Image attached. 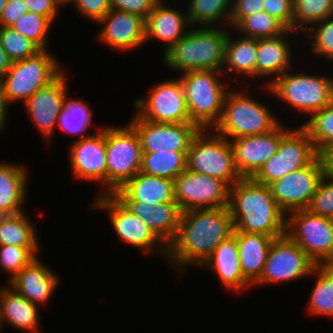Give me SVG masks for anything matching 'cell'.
I'll return each instance as SVG.
<instances>
[{
	"instance_id": "obj_1",
	"label": "cell",
	"mask_w": 333,
	"mask_h": 333,
	"mask_svg": "<svg viewBox=\"0 0 333 333\" xmlns=\"http://www.w3.org/2000/svg\"><path fill=\"white\" fill-rule=\"evenodd\" d=\"M233 220L228 207L193 209L182 212L174 241L165 261L183 276L189 267H200L216 246L231 236ZM180 271V272H179Z\"/></svg>"
},
{
	"instance_id": "obj_2",
	"label": "cell",
	"mask_w": 333,
	"mask_h": 333,
	"mask_svg": "<svg viewBox=\"0 0 333 333\" xmlns=\"http://www.w3.org/2000/svg\"><path fill=\"white\" fill-rule=\"evenodd\" d=\"M228 208L234 230L274 239L286 235L287 215L279 208L270 187L252 178H242L229 188Z\"/></svg>"
},
{
	"instance_id": "obj_3",
	"label": "cell",
	"mask_w": 333,
	"mask_h": 333,
	"mask_svg": "<svg viewBox=\"0 0 333 333\" xmlns=\"http://www.w3.org/2000/svg\"><path fill=\"white\" fill-rule=\"evenodd\" d=\"M229 30V27L221 26L191 27L185 36L162 54L163 64L180 75L194 70L222 72Z\"/></svg>"
},
{
	"instance_id": "obj_4",
	"label": "cell",
	"mask_w": 333,
	"mask_h": 333,
	"mask_svg": "<svg viewBox=\"0 0 333 333\" xmlns=\"http://www.w3.org/2000/svg\"><path fill=\"white\" fill-rule=\"evenodd\" d=\"M269 108L261 99L259 101L248 96L246 91L231 87L226 94L220 120L212 130L228 141L268 133L281 123Z\"/></svg>"
},
{
	"instance_id": "obj_5",
	"label": "cell",
	"mask_w": 333,
	"mask_h": 333,
	"mask_svg": "<svg viewBox=\"0 0 333 333\" xmlns=\"http://www.w3.org/2000/svg\"><path fill=\"white\" fill-rule=\"evenodd\" d=\"M314 74L308 71L306 74L304 70L294 72L291 68L263 89L308 119L333 100V76Z\"/></svg>"
},
{
	"instance_id": "obj_6",
	"label": "cell",
	"mask_w": 333,
	"mask_h": 333,
	"mask_svg": "<svg viewBox=\"0 0 333 333\" xmlns=\"http://www.w3.org/2000/svg\"><path fill=\"white\" fill-rule=\"evenodd\" d=\"M223 72L194 70L182 73L186 104L192 123L201 130L213 129L220 120L226 94L231 87L229 80H221ZM226 82V83H225Z\"/></svg>"
},
{
	"instance_id": "obj_7",
	"label": "cell",
	"mask_w": 333,
	"mask_h": 333,
	"mask_svg": "<svg viewBox=\"0 0 333 333\" xmlns=\"http://www.w3.org/2000/svg\"><path fill=\"white\" fill-rule=\"evenodd\" d=\"M186 169L220 179L229 187L243 178L236 168L230 141L212 129L200 130L191 141Z\"/></svg>"
},
{
	"instance_id": "obj_8",
	"label": "cell",
	"mask_w": 333,
	"mask_h": 333,
	"mask_svg": "<svg viewBox=\"0 0 333 333\" xmlns=\"http://www.w3.org/2000/svg\"><path fill=\"white\" fill-rule=\"evenodd\" d=\"M64 70L58 58L50 50H41L36 55L12 62L1 80L9 105L23 104L39 89L48 86Z\"/></svg>"
},
{
	"instance_id": "obj_9",
	"label": "cell",
	"mask_w": 333,
	"mask_h": 333,
	"mask_svg": "<svg viewBox=\"0 0 333 333\" xmlns=\"http://www.w3.org/2000/svg\"><path fill=\"white\" fill-rule=\"evenodd\" d=\"M106 159L107 194H113L141 171V142L129 122L106 126Z\"/></svg>"
},
{
	"instance_id": "obj_10",
	"label": "cell",
	"mask_w": 333,
	"mask_h": 333,
	"mask_svg": "<svg viewBox=\"0 0 333 333\" xmlns=\"http://www.w3.org/2000/svg\"><path fill=\"white\" fill-rule=\"evenodd\" d=\"M90 204V209L106 211L118 240L137 248L144 255L156 254L167 259L168 247L154 232L130 210H128L113 194H101ZM160 249V250H159ZM160 254V255H159Z\"/></svg>"
},
{
	"instance_id": "obj_11",
	"label": "cell",
	"mask_w": 333,
	"mask_h": 333,
	"mask_svg": "<svg viewBox=\"0 0 333 333\" xmlns=\"http://www.w3.org/2000/svg\"><path fill=\"white\" fill-rule=\"evenodd\" d=\"M286 234L316 264H333V219L296 210L287 215Z\"/></svg>"
},
{
	"instance_id": "obj_12",
	"label": "cell",
	"mask_w": 333,
	"mask_h": 333,
	"mask_svg": "<svg viewBox=\"0 0 333 333\" xmlns=\"http://www.w3.org/2000/svg\"><path fill=\"white\" fill-rule=\"evenodd\" d=\"M317 156L308 132L301 125L291 127L280 139L277 153L251 178L268 186L275 180L308 166Z\"/></svg>"
},
{
	"instance_id": "obj_13",
	"label": "cell",
	"mask_w": 333,
	"mask_h": 333,
	"mask_svg": "<svg viewBox=\"0 0 333 333\" xmlns=\"http://www.w3.org/2000/svg\"><path fill=\"white\" fill-rule=\"evenodd\" d=\"M135 113L154 123L191 122L184 88L179 77L154 84L147 97L134 101Z\"/></svg>"
},
{
	"instance_id": "obj_14",
	"label": "cell",
	"mask_w": 333,
	"mask_h": 333,
	"mask_svg": "<svg viewBox=\"0 0 333 333\" xmlns=\"http://www.w3.org/2000/svg\"><path fill=\"white\" fill-rule=\"evenodd\" d=\"M316 264L286 234L272 241L264 270L255 287L276 285L309 277Z\"/></svg>"
},
{
	"instance_id": "obj_15",
	"label": "cell",
	"mask_w": 333,
	"mask_h": 333,
	"mask_svg": "<svg viewBox=\"0 0 333 333\" xmlns=\"http://www.w3.org/2000/svg\"><path fill=\"white\" fill-rule=\"evenodd\" d=\"M324 174L325 166L321 155H318L308 166L295 170L268 186L279 208L288 215L296 210L307 209Z\"/></svg>"
},
{
	"instance_id": "obj_16",
	"label": "cell",
	"mask_w": 333,
	"mask_h": 333,
	"mask_svg": "<svg viewBox=\"0 0 333 333\" xmlns=\"http://www.w3.org/2000/svg\"><path fill=\"white\" fill-rule=\"evenodd\" d=\"M229 188L220 179L185 169L174 180V199L182 212L228 207Z\"/></svg>"
},
{
	"instance_id": "obj_17",
	"label": "cell",
	"mask_w": 333,
	"mask_h": 333,
	"mask_svg": "<svg viewBox=\"0 0 333 333\" xmlns=\"http://www.w3.org/2000/svg\"><path fill=\"white\" fill-rule=\"evenodd\" d=\"M99 129V130H98ZM69 145V164L76 180L98 183L101 194H107L106 126Z\"/></svg>"
},
{
	"instance_id": "obj_18",
	"label": "cell",
	"mask_w": 333,
	"mask_h": 333,
	"mask_svg": "<svg viewBox=\"0 0 333 333\" xmlns=\"http://www.w3.org/2000/svg\"><path fill=\"white\" fill-rule=\"evenodd\" d=\"M129 123L138 133L142 153L188 152L191 141L201 130L192 122L154 123L140 118L136 113L132 115Z\"/></svg>"
},
{
	"instance_id": "obj_19",
	"label": "cell",
	"mask_w": 333,
	"mask_h": 333,
	"mask_svg": "<svg viewBox=\"0 0 333 333\" xmlns=\"http://www.w3.org/2000/svg\"><path fill=\"white\" fill-rule=\"evenodd\" d=\"M64 70L48 86L36 91L23 105L31 123L49 145L57 130V119L63 110L68 89V74Z\"/></svg>"
},
{
	"instance_id": "obj_20",
	"label": "cell",
	"mask_w": 333,
	"mask_h": 333,
	"mask_svg": "<svg viewBox=\"0 0 333 333\" xmlns=\"http://www.w3.org/2000/svg\"><path fill=\"white\" fill-rule=\"evenodd\" d=\"M289 128L282 121L268 133L230 140L236 168L243 178H251L277 153L280 139Z\"/></svg>"
},
{
	"instance_id": "obj_21",
	"label": "cell",
	"mask_w": 333,
	"mask_h": 333,
	"mask_svg": "<svg viewBox=\"0 0 333 333\" xmlns=\"http://www.w3.org/2000/svg\"><path fill=\"white\" fill-rule=\"evenodd\" d=\"M98 23L102 25L98 41L109 46L110 51L130 52L146 43L145 19L139 15L111 9Z\"/></svg>"
},
{
	"instance_id": "obj_22",
	"label": "cell",
	"mask_w": 333,
	"mask_h": 333,
	"mask_svg": "<svg viewBox=\"0 0 333 333\" xmlns=\"http://www.w3.org/2000/svg\"><path fill=\"white\" fill-rule=\"evenodd\" d=\"M41 258L36 257L7 284L34 305L41 308L52 300L59 285V276Z\"/></svg>"
},
{
	"instance_id": "obj_23",
	"label": "cell",
	"mask_w": 333,
	"mask_h": 333,
	"mask_svg": "<svg viewBox=\"0 0 333 333\" xmlns=\"http://www.w3.org/2000/svg\"><path fill=\"white\" fill-rule=\"evenodd\" d=\"M294 33L297 32L287 29L279 36L257 39L256 77L259 80L261 78L266 80L264 82L266 86L291 69L292 65L294 66L292 56L295 51H292V40L287 38L288 36L293 37Z\"/></svg>"
},
{
	"instance_id": "obj_24",
	"label": "cell",
	"mask_w": 333,
	"mask_h": 333,
	"mask_svg": "<svg viewBox=\"0 0 333 333\" xmlns=\"http://www.w3.org/2000/svg\"><path fill=\"white\" fill-rule=\"evenodd\" d=\"M200 267L216 274L224 288L237 294L254 287L242 273L235 230L231 236L216 246Z\"/></svg>"
},
{
	"instance_id": "obj_25",
	"label": "cell",
	"mask_w": 333,
	"mask_h": 333,
	"mask_svg": "<svg viewBox=\"0 0 333 333\" xmlns=\"http://www.w3.org/2000/svg\"><path fill=\"white\" fill-rule=\"evenodd\" d=\"M187 13L159 0L145 19V42L155 39L165 43L162 54L190 30Z\"/></svg>"
},
{
	"instance_id": "obj_26",
	"label": "cell",
	"mask_w": 333,
	"mask_h": 333,
	"mask_svg": "<svg viewBox=\"0 0 333 333\" xmlns=\"http://www.w3.org/2000/svg\"><path fill=\"white\" fill-rule=\"evenodd\" d=\"M120 202L141 219L167 247L174 241L182 216L176 202L156 205L139 201Z\"/></svg>"
},
{
	"instance_id": "obj_27",
	"label": "cell",
	"mask_w": 333,
	"mask_h": 333,
	"mask_svg": "<svg viewBox=\"0 0 333 333\" xmlns=\"http://www.w3.org/2000/svg\"><path fill=\"white\" fill-rule=\"evenodd\" d=\"M113 195L119 201H139L161 204L176 202L174 199V180L138 172Z\"/></svg>"
},
{
	"instance_id": "obj_28",
	"label": "cell",
	"mask_w": 333,
	"mask_h": 333,
	"mask_svg": "<svg viewBox=\"0 0 333 333\" xmlns=\"http://www.w3.org/2000/svg\"><path fill=\"white\" fill-rule=\"evenodd\" d=\"M40 307L34 305L21 294L12 289L6 282L0 287V315L2 326L20 331L39 333L41 325ZM40 315V316H39ZM4 324V325H3Z\"/></svg>"
},
{
	"instance_id": "obj_29",
	"label": "cell",
	"mask_w": 333,
	"mask_h": 333,
	"mask_svg": "<svg viewBox=\"0 0 333 333\" xmlns=\"http://www.w3.org/2000/svg\"><path fill=\"white\" fill-rule=\"evenodd\" d=\"M27 167L14 162H0V215H15L25 211L28 197Z\"/></svg>"
},
{
	"instance_id": "obj_30",
	"label": "cell",
	"mask_w": 333,
	"mask_h": 333,
	"mask_svg": "<svg viewBox=\"0 0 333 333\" xmlns=\"http://www.w3.org/2000/svg\"><path fill=\"white\" fill-rule=\"evenodd\" d=\"M240 266L243 275L254 284L262 275L274 238L265 234L235 230Z\"/></svg>"
},
{
	"instance_id": "obj_31",
	"label": "cell",
	"mask_w": 333,
	"mask_h": 333,
	"mask_svg": "<svg viewBox=\"0 0 333 333\" xmlns=\"http://www.w3.org/2000/svg\"><path fill=\"white\" fill-rule=\"evenodd\" d=\"M232 29L227 35L226 53L222 72L224 76L229 71L236 76L256 78V55H257V39L245 37L237 34L239 37L232 35ZM237 37V38H236ZM228 70V71H226Z\"/></svg>"
},
{
	"instance_id": "obj_32",
	"label": "cell",
	"mask_w": 333,
	"mask_h": 333,
	"mask_svg": "<svg viewBox=\"0 0 333 333\" xmlns=\"http://www.w3.org/2000/svg\"><path fill=\"white\" fill-rule=\"evenodd\" d=\"M310 276L315 283L306 303L307 314L333 319V264L316 265Z\"/></svg>"
},
{
	"instance_id": "obj_33",
	"label": "cell",
	"mask_w": 333,
	"mask_h": 333,
	"mask_svg": "<svg viewBox=\"0 0 333 333\" xmlns=\"http://www.w3.org/2000/svg\"><path fill=\"white\" fill-rule=\"evenodd\" d=\"M191 27H229L232 0H185ZM224 24V25H223Z\"/></svg>"
},
{
	"instance_id": "obj_34",
	"label": "cell",
	"mask_w": 333,
	"mask_h": 333,
	"mask_svg": "<svg viewBox=\"0 0 333 333\" xmlns=\"http://www.w3.org/2000/svg\"><path fill=\"white\" fill-rule=\"evenodd\" d=\"M36 230V225L26 211L15 215H0V246H40Z\"/></svg>"
},
{
	"instance_id": "obj_35",
	"label": "cell",
	"mask_w": 333,
	"mask_h": 333,
	"mask_svg": "<svg viewBox=\"0 0 333 333\" xmlns=\"http://www.w3.org/2000/svg\"><path fill=\"white\" fill-rule=\"evenodd\" d=\"M93 111L84 100L66 97L63 110L57 119L58 129L69 135L79 136L76 140L90 136L92 133L86 131L92 122ZM87 132V133H85Z\"/></svg>"
},
{
	"instance_id": "obj_36",
	"label": "cell",
	"mask_w": 333,
	"mask_h": 333,
	"mask_svg": "<svg viewBox=\"0 0 333 333\" xmlns=\"http://www.w3.org/2000/svg\"><path fill=\"white\" fill-rule=\"evenodd\" d=\"M187 152L142 153V173L175 180L185 169Z\"/></svg>"
},
{
	"instance_id": "obj_37",
	"label": "cell",
	"mask_w": 333,
	"mask_h": 333,
	"mask_svg": "<svg viewBox=\"0 0 333 333\" xmlns=\"http://www.w3.org/2000/svg\"><path fill=\"white\" fill-rule=\"evenodd\" d=\"M299 125L308 132L317 154L321 155L333 145V100Z\"/></svg>"
},
{
	"instance_id": "obj_38",
	"label": "cell",
	"mask_w": 333,
	"mask_h": 333,
	"mask_svg": "<svg viewBox=\"0 0 333 333\" xmlns=\"http://www.w3.org/2000/svg\"><path fill=\"white\" fill-rule=\"evenodd\" d=\"M333 15V0H294L293 30L302 33Z\"/></svg>"
},
{
	"instance_id": "obj_39",
	"label": "cell",
	"mask_w": 333,
	"mask_h": 333,
	"mask_svg": "<svg viewBox=\"0 0 333 333\" xmlns=\"http://www.w3.org/2000/svg\"><path fill=\"white\" fill-rule=\"evenodd\" d=\"M232 30L245 37L260 39L279 36L287 28L275 17L261 11L244 17Z\"/></svg>"
},
{
	"instance_id": "obj_40",
	"label": "cell",
	"mask_w": 333,
	"mask_h": 333,
	"mask_svg": "<svg viewBox=\"0 0 333 333\" xmlns=\"http://www.w3.org/2000/svg\"><path fill=\"white\" fill-rule=\"evenodd\" d=\"M53 23L45 16L34 12H27L11 27L26 36L41 50H50L49 33Z\"/></svg>"
},
{
	"instance_id": "obj_41",
	"label": "cell",
	"mask_w": 333,
	"mask_h": 333,
	"mask_svg": "<svg viewBox=\"0 0 333 333\" xmlns=\"http://www.w3.org/2000/svg\"><path fill=\"white\" fill-rule=\"evenodd\" d=\"M302 34L304 38H309L307 41L312 57L315 55L318 59L323 56L325 61L333 64V15L313 24Z\"/></svg>"
},
{
	"instance_id": "obj_42",
	"label": "cell",
	"mask_w": 333,
	"mask_h": 333,
	"mask_svg": "<svg viewBox=\"0 0 333 333\" xmlns=\"http://www.w3.org/2000/svg\"><path fill=\"white\" fill-rule=\"evenodd\" d=\"M41 246H15L3 245L0 246V269L8 275V280H11L17 275L26 265L30 264L38 257Z\"/></svg>"
},
{
	"instance_id": "obj_43",
	"label": "cell",
	"mask_w": 333,
	"mask_h": 333,
	"mask_svg": "<svg viewBox=\"0 0 333 333\" xmlns=\"http://www.w3.org/2000/svg\"><path fill=\"white\" fill-rule=\"evenodd\" d=\"M0 42L11 62L36 55L41 49L12 27L0 26Z\"/></svg>"
},
{
	"instance_id": "obj_44",
	"label": "cell",
	"mask_w": 333,
	"mask_h": 333,
	"mask_svg": "<svg viewBox=\"0 0 333 333\" xmlns=\"http://www.w3.org/2000/svg\"><path fill=\"white\" fill-rule=\"evenodd\" d=\"M311 214L333 219V176L324 174L307 207Z\"/></svg>"
},
{
	"instance_id": "obj_45",
	"label": "cell",
	"mask_w": 333,
	"mask_h": 333,
	"mask_svg": "<svg viewBox=\"0 0 333 333\" xmlns=\"http://www.w3.org/2000/svg\"><path fill=\"white\" fill-rule=\"evenodd\" d=\"M71 4L79 15L95 23H98L111 10L110 0H73Z\"/></svg>"
},
{
	"instance_id": "obj_46",
	"label": "cell",
	"mask_w": 333,
	"mask_h": 333,
	"mask_svg": "<svg viewBox=\"0 0 333 333\" xmlns=\"http://www.w3.org/2000/svg\"><path fill=\"white\" fill-rule=\"evenodd\" d=\"M294 0H265L264 12L275 17L287 29L293 30Z\"/></svg>"
},
{
	"instance_id": "obj_47",
	"label": "cell",
	"mask_w": 333,
	"mask_h": 333,
	"mask_svg": "<svg viewBox=\"0 0 333 333\" xmlns=\"http://www.w3.org/2000/svg\"><path fill=\"white\" fill-rule=\"evenodd\" d=\"M265 0H232L229 27L234 28L244 17L264 11Z\"/></svg>"
},
{
	"instance_id": "obj_48",
	"label": "cell",
	"mask_w": 333,
	"mask_h": 333,
	"mask_svg": "<svg viewBox=\"0 0 333 333\" xmlns=\"http://www.w3.org/2000/svg\"><path fill=\"white\" fill-rule=\"evenodd\" d=\"M159 0H110L111 9L139 15L146 19Z\"/></svg>"
},
{
	"instance_id": "obj_49",
	"label": "cell",
	"mask_w": 333,
	"mask_h": 333,
	"mask_svg": "<svg viewBox=\"0 0 333 333\" xmlns=\"http://www.w3.org/2000/svg\"><path fill=\"white\" fill-rule=\"evenodd\" d=\"M29 12L47 17L52 23L56 21L60 5L55 0H24Z\"/></svg>"
},
{
	"instance_id": "obj_50",
	"label": "cell",
	"mask_w": 333,
	"mask_h": 333,
	"mask_svg": "<svg viewBox=\"0 0 333 333\" xmlns=\"http://www.w3.org/2000/svg\"><path fill=\"white\" fill-rule=\"evenodd\" d=\"M28 12L24 0H8L0 17V26L11 27L21 16Z\"/></svg>"
},
{
	"instance_id": "obj_51",
	"label": "cell",
	"mask_w": 333,
	"mask_h": 333,
	"mask_svg": "<svg viewBox=\"0 0 333 333\" xmlns=\"http://www.w3.org/2000/svg\"><path fill=\"white\" fill-rule=\"evenodd\" d=\"M9 107V103L5 97L4 87L0 80V134L3 132L2 130H6V125L9 121L8 117H10L8 115L10 113Z\"/></svg>"
},
{
	"instance_id": "obj_52",
	"label": "cell",
	"mask_w": 333,
	"mask_h": 333,
	"mask_svg": "<svg viewBox=\"0 0 333 333\" xmlns=\"http://www.w3.org/2000/svg\"><path fill=\"white\" fill-rule=\"evenodd\" d=\"M12 62L8 57V54L3 49L2 44L0 42V80L4 78L8 70L10 69Z\"/></svg>"
},
{
	"instance_id": "obj_53",
	"label": "cell",
	"mask_w": 333,
	"mask_h": 333,
	"mask_svg": "<svg viewBox=\"0 0 333 333\" xmlns=\"http://www.w3.org/2000/svg\"><path fill=\"white\" fill-rule=\"evenodd\" d=\"M321 157L325 166V173L333 176V145L326 149Z\"/></svg>"
},
{
	"instance_id": "obj_54",
	"label": "cell",
	"mask_w": 333,
	"mask_h": 333,
	"mask_svg": "<svg viewBox=\"0 0 333 333\" xmlns=\"http://www.w3.org/2000/svg\"><path fill=\"white\" fill-rule=\"evenodd\" d=\"M60 7L67 6L68 4L72 3L73 0H55Z\"/></svg>"
},
{
	"instance_id": "obj_55",
	"label": "cell",
	"mask_w": 333,
	"mask_h": 333,
	"mask_svg": "<svg viewBox=\"0 0 333 333\" xmlns=\"http://www.w3.org/2000/svg\"><path fill=\"white\" fill-rule=\"evenodd\" d=\"M8 0H0V17L2 15L3 10L5 9L7 5Z\"/></svg>"
},
{
	"instance_id": "obj_56",
	"label": "cell",
	"mask_w": 333,
	"mask_h": 333,
	"mask_svg": "<svg viewBox=\"0 0 333 333\" xmlns=\"http://www.w3.org/2000/svg\"><path fill=\"white\" fill-rule=\"evenodd\" d=\"M3 326H2V323H1V315H0V333L3 331Z\"/></svg>"
}]
</instances>
